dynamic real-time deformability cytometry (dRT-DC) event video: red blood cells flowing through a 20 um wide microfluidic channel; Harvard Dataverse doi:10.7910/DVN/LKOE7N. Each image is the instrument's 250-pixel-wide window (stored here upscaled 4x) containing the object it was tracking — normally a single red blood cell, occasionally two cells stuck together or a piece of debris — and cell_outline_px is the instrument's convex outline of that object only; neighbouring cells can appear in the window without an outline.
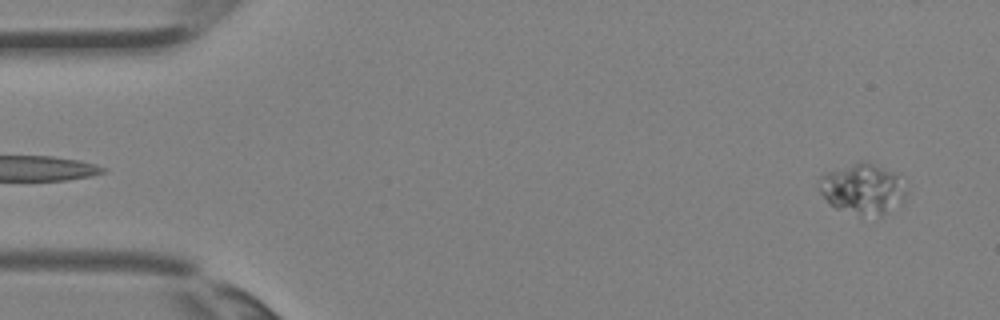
{"species": "Egyptian fruit bat (a non-hibernating species)", "species_latin": "Rousettus aegyptiacus", "temperature_condition": "room temperature", "stored_images_in_passage": 3, "camera_frame_rate_fps": 3000, "um_per_image_px": 0.085, "animal": {"sex": "female"}, "frame": {"image": 1, "passage_image": 3, "time_ms": 0.667, "image_size_px": [1000, 320], "cell_outline_px": [[908, 192], [904, 200], [900, 204], [880, 216], [860, 216], [836, 208], [828, 204], [820, 192], [820, 176], [824, 172], [856, 164], [872, 164], [892, 172], [896, 176]], "centroid_in_image_um": [73.31, 16.12], "position_along_channel_um": 11.7, "area_um2": 25.09}}